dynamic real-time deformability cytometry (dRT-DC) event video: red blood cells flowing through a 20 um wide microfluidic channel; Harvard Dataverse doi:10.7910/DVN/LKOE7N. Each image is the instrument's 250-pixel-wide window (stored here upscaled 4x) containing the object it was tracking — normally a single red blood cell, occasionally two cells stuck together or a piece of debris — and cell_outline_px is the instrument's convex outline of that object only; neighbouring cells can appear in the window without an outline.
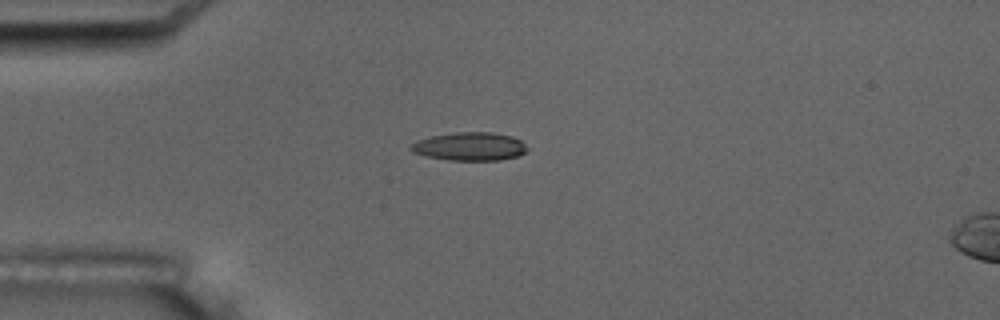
{"species": "common noctule bat (a hibernating species)", "species_latin": "Nyctalus noctula", "temperature_condition": "room temperature", "stored_images_in_passage": 4, "camera_frame_rate_fps": 3000, "um_per_image_px": 0.085, "animal": {"sex": "male", "body_mass_g": 17.5, "forearm_length_mm": 52.3}, "frame": {"image": 1, "passage_image": 3, "time_ms": 4.667, "image_size_px": [1000, 320], "cell_outline_px": [[528, 148], [524, 152], [516, 156], [500, 160], [448, 160], [428, 156], [412, 152], [408, 148], [416, 140], [432, 136], [456, 132], [492, 132], [512, 136], [520, 140]], "centroid_in_image_um": [39.91, 12.44], "position_along_channel_um": 45.1, "area_um2": 19.07}}